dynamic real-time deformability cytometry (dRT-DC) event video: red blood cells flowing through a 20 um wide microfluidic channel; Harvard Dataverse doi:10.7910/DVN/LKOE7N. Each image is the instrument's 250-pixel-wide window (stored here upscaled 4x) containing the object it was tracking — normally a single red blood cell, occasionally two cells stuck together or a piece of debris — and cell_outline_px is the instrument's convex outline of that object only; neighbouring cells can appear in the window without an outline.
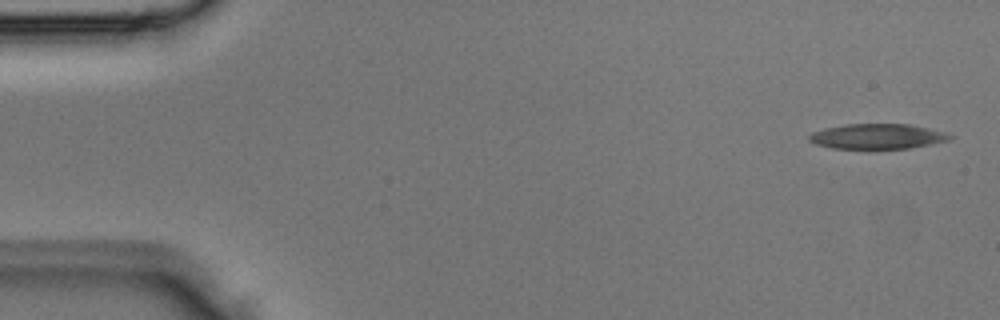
{"species": "Egyptian fruit bat (a non-hibernating species)", "species_latin": "Rousettus aegyptiacus", "temperature_condition": "room temperature", "stored_images_in_passage": 4, "camera_frame_rate_fps": 3000, "um_per_image_px": 0.085, "animal": {"sex": "male"}, "frame": {"image": 1, "passage_image": 1, "time_ms": 0.0, "image_size_px": [1000, 320], "cell_outline_px": [[956, 136], [952, 140], [908, 148], [832, 148], [816, 144], [808, 140], [808, 136], [812, 132], [824, 128], [844, 124], [908, 124], [928, 128], [944, 132]], "centroid_in_image_um": [74.59, 11.58], "position_along_channel_um": 10.4, "area_um2": 20.58}}